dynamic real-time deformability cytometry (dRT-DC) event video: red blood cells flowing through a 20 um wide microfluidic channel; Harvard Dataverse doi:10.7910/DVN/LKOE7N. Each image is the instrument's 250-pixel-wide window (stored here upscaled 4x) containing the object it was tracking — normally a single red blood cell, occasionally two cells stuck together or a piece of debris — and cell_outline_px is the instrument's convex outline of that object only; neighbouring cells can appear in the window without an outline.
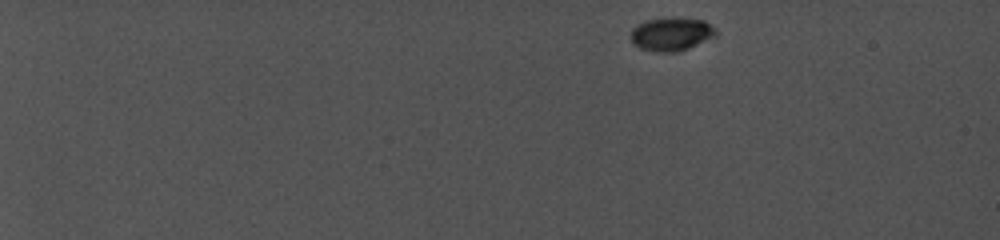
{"species": "common noctule bat (a hibernating species)", "species_latin": "Nyctalus noctula", "temperature_condition": "cold", "stored_images_in_passage": 16, "camera_frame_rate_fps": 5000, "um_per_image_px": 0.085, "animal": {"sex": "female", "body_mass_g": 19.0, "forearm_length_mm": 56.7}, "frame": {"image": 1, "passage_image": 1, "time_ms": 0.0, "image_size_px": [1000, 240], "cell_outline_px": [[716, 36], [688, 48], [676, 52], [656, 52], [640, 48], [632, 40], [632, 28], [636, 24], [644, 20], [672, 16], [704, 20], [716, 28]], "centroid_in_image_um": [57.08, 2.86], "position_along_channel_um": 27.9, "area_um2": 16.76}}
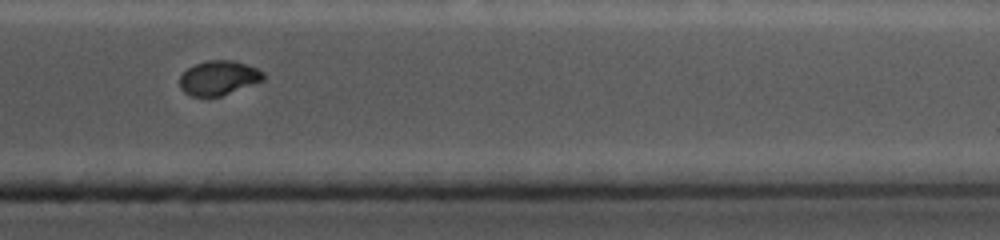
{"frame": {"image": 2, "passage_image": 15, "time_ms": 14.0, "image_size_px": [1000, 240], "cell_outline_px": [[264, 80], [220, 96], [192, 96], [184, 92], [180, 88], [180, 76], [188, 68], [196, 64], [208, 60], [232, 60], [256, 68], [264, 72]], "centroid_in_image_um": [18.57, 6.62], "position_along_channel_um": 392.8, "area_um2": 16.53}}
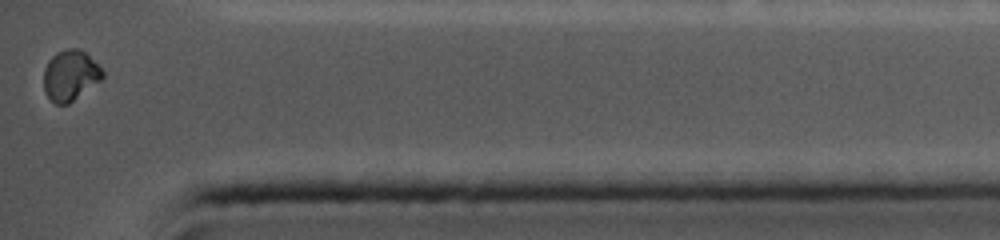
{"frame": {"image": 3, "passage_image": 16, "time_ms": 15.0, "image_size_px": [1000, 240], "cell_outline_px": [[104, 76], [100, 80], [68, 104], [56, 104], [44, 92], [44, 68], [48, 60], [56, 52], [68, 48], [76, 48], [84, 52], [104, 72]], "centroid_in_image_um": [5.94, 6.4], "position_along_channel_um": 429.3, "area_um2": 16.99}, "authors_computed_cell_mechanics": {"area_um2": 17.8891, "velocity_mm_per_s": 3.9145, "shape_relaxation_time_tau1_ms": 3.1833, "shape_relaxation_time_tau2_ms": null, "deformation_change_tau1": 0.0882, "deformation_change_tau2": null}}